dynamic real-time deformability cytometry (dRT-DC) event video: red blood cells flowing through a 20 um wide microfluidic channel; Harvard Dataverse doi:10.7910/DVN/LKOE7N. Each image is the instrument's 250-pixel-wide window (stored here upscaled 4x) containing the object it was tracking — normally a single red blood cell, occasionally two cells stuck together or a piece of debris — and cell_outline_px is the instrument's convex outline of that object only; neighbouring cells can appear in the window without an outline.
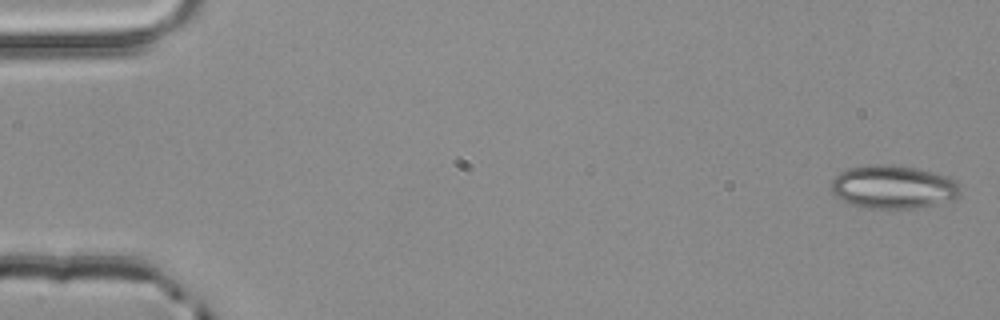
{"species": "common noctule bat (a hibernating species)", "species_latin": "Nyctalus noctula", "temperature_condition": "room temperature", "stored_images_in_passage": 4, "camera_frame_rate_fps": 3000, "um_per_image_px": 0.085, "animal": {"sex": "male", "body_mass_g": 20.4}, "frame": {"image": 1, "passage_image": 1, "time_ms": 0.0, "image_size_px": [1000, 320], "cell_outline_px": [[960, 192], [956, 200], [916, 208], [864, 208], [848, 204], [836, 196], [832, 192], [832, 176], [848, 168], [876, 164], [888, 164], [916, 168], [944, 176], [956, 180], [960, 184]], "centroid_in_image_um": [75.91, 15.9], "position_along_channel_um": 9.1, "area_um2": 32.77}}